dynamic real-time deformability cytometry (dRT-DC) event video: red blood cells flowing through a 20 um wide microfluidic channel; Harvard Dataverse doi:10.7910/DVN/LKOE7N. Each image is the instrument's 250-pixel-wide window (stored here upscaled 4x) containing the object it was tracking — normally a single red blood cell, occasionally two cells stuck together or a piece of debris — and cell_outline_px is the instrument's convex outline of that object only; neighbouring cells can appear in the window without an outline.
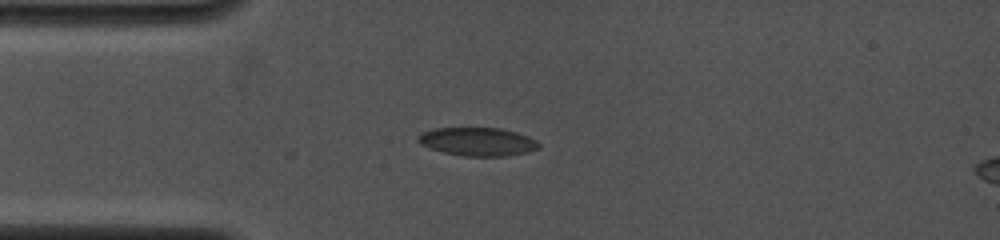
{"species": "common noctule bat (a hibernating species)", "species_latin": "Nyctalus noctula", "temperature_condition": "cold", "stored_images_in_passage": 8, "camera_frame_rate_fps": 4000, "um_per_image_px": 0.085, "animal": {"sex": "female", "body_mass_g": 19.0, "forearm_length_mm": 53.3}, "frame": {"image": 1, "passage_image": 1, "time_ms": 0.0, "image_size_px": [1000, 240], "cell_outline_px": [[540, 148], [528, 152], [508, 156], [464, 156], [444, 152], [420, 144], [416, 140], [416, 136], [432, 128], [500, 128], [516, 132], [528, 136], [536, 140], [540, 144]], "centroid_in_image_um": [40.62, 12.04], "position_along_channel_um": 44.4, "area_um2": 20.0}}
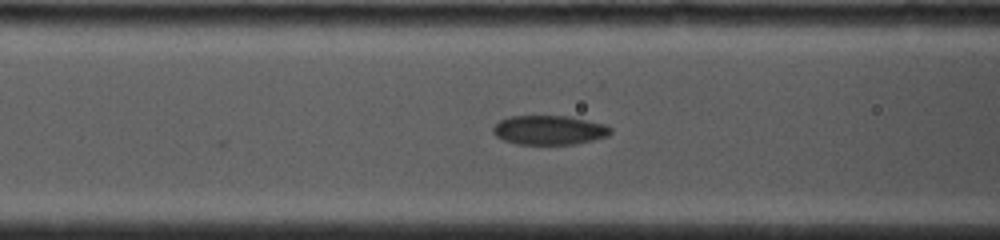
{"frame": {"image": 2, "passage_image": 8, "time_ms": 2.25, "image_size_px": [1000, 240], "cell_outline_px": [[612, 132], [608, 136], [576, 144], [516, 144], [504, 140], [496, 136], [492, 132], [492, 128], [500, 120], [508, 116], [568, 116], [604, 124], [612, 128]], "centroid_in_image_um": [46.67, 11.06], "position_along_channel_um": 119.9, "area_um2": 20.06}}